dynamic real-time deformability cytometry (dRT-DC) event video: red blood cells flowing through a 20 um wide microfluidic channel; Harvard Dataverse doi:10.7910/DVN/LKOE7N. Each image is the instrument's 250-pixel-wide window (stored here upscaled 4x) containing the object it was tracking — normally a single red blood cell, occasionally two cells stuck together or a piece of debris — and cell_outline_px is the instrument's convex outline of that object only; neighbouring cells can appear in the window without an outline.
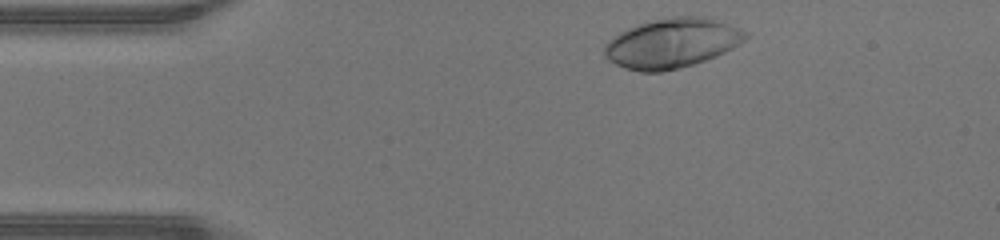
{"species": "human", "species_latin": "Homo sapiens", "temperature_condition": "warm", "stored_images_in_passage": 33, "camera_frame_rate_fps": 3000, "um_per_image_px": 0.085, "donor": {"sex": "male"}, "frame": {"image": 1, "passage_image": 1, "time_ms": 0.0, "image_size_px": [1000, 240], "cell_outline_px": [[752, 32], [740, 44], [716, 56], [680, 68], [660, 72], [640, 72], [624, 68], [608, 60], [604, 56], [604, 44], [608, 40], [620, 32], [636, 24], [672, 16], [704, 16]], "centroid_in_image_um": [57.11, 3.66], "position_along_channel_um": 27.9, "area_um2": 40.98}}
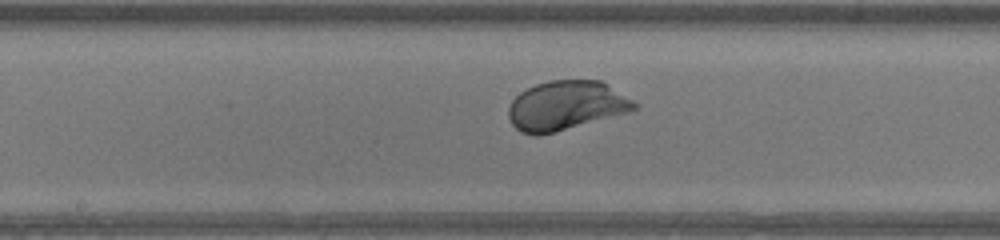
{"frame": {"image": 2, "passage_image": 17, "time_ms": 5.333, "image_size_px": [1000, 240], "cell_outline_px": [[640, 108], [628, 112], [540, 136], [536, 136], [520, 132], [512, 124], [508, 116], [508, 108], [512, 100], [520, 92], [536, 84], [548, 80], [600, 80], [640, 104]], "centroid_in_image_um": [48.11, 8.97], "position_along_channel_um": 200.1, "area_um2": 36.18}}
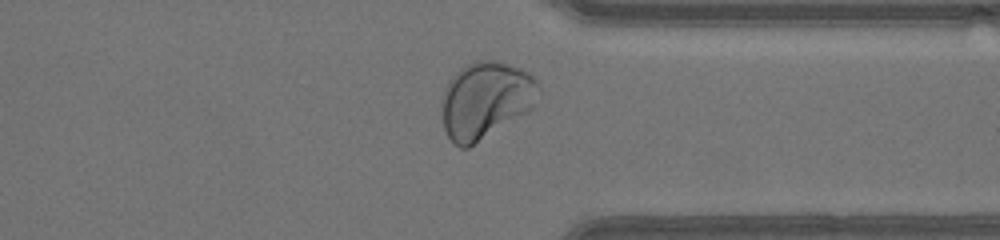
{"frame": {"image": 3, "passage_image": 29, "time_ms": 9.333, "image_size_px": [1000, 240], "cell_outline_px": [[536, 84], [532, 108], [528, 112], [468, 148], [460, 148], [448, 136], [444, 128], [440, 104], [440, 100], [444, 88], [448, 80], [464, 64], [476, 60], [496, 60], [520, 68], [528, 72], [536, 80]], "centroid_in_image_um": [41.2, 8.5], "position_along_channel_um": 370.2, "area_um2": 43.29}, "authors_computed_cell_mechanics": {"area_um2": 36.4718, "velocity_mm_per_s": 4.3213, "shape_relaxation_time_tau1_ms": 1.3713, "shape_relaxation_time_tau2_ms": null, "deformation_change_tau1": 0.1649, "deformation_change_tau2": null}}